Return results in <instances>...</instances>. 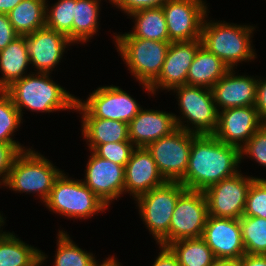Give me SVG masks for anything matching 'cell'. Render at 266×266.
Returning <instances> with one entry per match:
<instances>
[{"label": "cell", "instance_id": "52a82bcc", "mask_svg": "<svg viewBox=\"0 0 266 266\" xmlns=\"http://www.w3.org/2000/svg\"><path fill=\"white\" fill-rule=\"evenodd\" d=\"M63 172L55 180L48 199L47 208L67 218L86 219L103 212L107 205L81 180L65 176Z\"/></svg>", "mask_w": 266, "mask_h": 266}, {"label": "cell", "instance_id": "b9f144b4", "mask_svg": "<svg viewBox=\"0 0 266 266\" xmlns=\"http://www.w3.org/2000/svg\"><path fill=\"white\" fill-rule=\"evenodd\" d=\"M239 266H266V255L244 254L238 260Z\"/></svg>", "mask_w": 266, "mask_h": 266}, {"label": "cell", "instance_id": "277c9868", "mask_svg": "<svg viewBox=\"0 0 266 266\" xmlns=\"http://www.w3.org/2000/svg\"><path fill=\"white\" fill-rule=\"evenodd\" d=\"M62 172L49 159L29 147L16 156L8 178L2 185L20 193L37 192L44 203Z\"/></svg>", "mask_w": 266, "mask_h": 266}, {"label": "cell", "instance_id": "5b68a950", "mask_svg": "<svg viewBox=\"0 0 266 266\" xmlns=\"http://www.w3.org/2000/svg\"><path fill=\"white\" fill-rule=\"evenodd\" d=\"M117 51L128 69L146 91L160 75L170 47L169 41H155L137 37H114Z\"/></svg>", "mask_w": 266, "mask_h": 266}, {"label": "cell", "instance_id": "ac0fdd59", "mask_svg": "<svg viewBox=\"0 0 266 266\" xmlns=\"http://www.w3.org/2000/svg\"><path fill=\"white\" fill-rule=\"evenodd\" d=\"M201 38L188 42H171L158 78L149 86L152 94L159 89L171 90L186 85L188 69L193 62Z\"/></svg>", "mask_w": 266, "mask_h": 266}, {"label": "cell", "instance_id": "ee69618b", "mask_svg": "<svg viewBox=\"0 0 266 266\" xmlns=\"http://www.w3.org/2000/svg\"><path fill=\"white\" fill-rule=\"evenodd\" d=\"M210 266H239L238 260L215 259Z\"/></svg>", "mask_w": 266, "mask_h": 266}, {"label": "cell", "instance_id": "484cf974", "mask_svg": "<svg viewBox=\"0 0 266 266\" xmlns=\"http://www.w3.org/2000/svg\"><path fill=\"white\" fill-rule=\"evenodd\" d=\"M135 19L132 32L115 37H137L155 41H169L168 29L162 7L141 9L131 13Z\"/></svg>", "mask_w": 266, "mask_h": 266}, {"label": "cell", "instance_id": "8992f818", "mask_svg": "<svg viewBox=\"0 0 266 266\" xmlns=\"http://www.w3.org/2000/svg\"><path fill=\"white\" fill-rule=\"evenodd\" d=\"M186 190L180 182H165L136 198L141 219L158 245H169V226L179 196Z\"/></svg>", "mask_w": 266, "mask_h": 266}, {"label": "cell", "instance_id": "7402d4cb", "mask_svg": "<svg viewBox=\"0 0 266 266\" xmlns=\"http://www.w3.org/2000/svg\"><path fill=\"white\" fill-rule=\"evenodd\" d=\"M5 220H0V229ZM0 230V266H40L47 259L41 250L29 246L13 232Z\"/></svg>", "mask_w": 266, "mask_h": 266}, {"label": "cell", "instance_id": "4316f807", "mask_svg": "<svg viewBox=\"0 0 266 266\" xmlns=\"http://www.w3.org/2000/svg\"><path fill=\"white\" fill-rule=\"evenodd\" d=\"M47 0H22L9 13V20L14 30L25 36L46 25Z\"/></svg>", "mask_w": 266, "mask_h": 266}, {"label": "cell", "instance_id": "603a6c76", "mask_svg": "<svg viewBox=\"0 0 266 266\" xmlns=\"http://www.w3.org/2000/svg\"><path fill=\"white\" fill-rule=\"evenodd\" d=\"M229 71V67L202 45L198 48L188 69L186 85L211 89Z\"/></svg>", "mask_w": 266, "mask_h": 266}, {"label": "cell", "instance_id": "8d00e7d4", "mask_svg": "<svg viewBox=\"0 0 266 266\" xmlns=\"http://www.w3.org/2000/svg\"><path fill=\"white\" fill-rule=\"evenodd\" d=\"M26 150L21 144H10L0 142V185L8 178L16 156Z\"/></svg>", "mask_w": 266, "mask_h": 266}, {"label": "cell", "instance_id": "d6986e66", "mask_svg": "<svg viewBox=\"0 0 266 266\" xmlns=\"http://www.w3.org/2000/svg\"><path fill=\"white\" fill-rule=\"evenodd\" d=\"M124 176L125 193H130L133 199L166 182L146 147L134 148L124 167Z\"/></svg>", "mask_w": 266, "mask_h": 266}, {"label": "cell", "instance_id": "f6af8a7d", "mask_svg": "<svg viewBox=\"0 0 266 266\" xmlns=\"http://www.w3.org/2000/svg\"><path fill=\"white\" fill-rule=\"evenodd\" d=\"M95 266H121V265L114 256L113 257L111 256L109 258L107 257L106 260H104L101 265L97 264Z\"/></svg>", "mask_w": 266, "mask_h": 266}, {"label": "cell", "instance_id": "6da1fadb", "mask_svg": "<svg viewBox=\"0 0 266 266\" xmlns=\"http://www.w3.org/2000/svg\"><path fill=\"white\" fill-rule=\"evenodd\" d=\"M240 149L218 140L213 134L192 133L188 167L181 184L189 190L204 191L238 173Z\"/></svg>", "mask_w": 266, "mask_h": 266}, {"label": "cell", "instance_id": "1f68e13d", "mask_svg": "<svg viewBox=\"0 0 266 266\" xmlns=\"http://www.w3.org/2000/svg\"><path fill=\"white\" fill-rule=\"evenodd\" d=\"M46 6V27L64 34L72 42V23L74 16V0H58ZM50 9V10H49Z\"/></svg>", "mask_w": 266, "mask_h": 266}, {"label": "cell", "instance_id": "d4e9b609", "mask_svg": "<svg viewBox=\"0 0 266 266\" xmlns=\"http://www.w3.org/2000/svg\"><path fill=\"white\" fill-rule=\"evenodd\" d=\"M29 64L26 36H19L0 51V70L3 74V77H0V90H5L12 83L23 78Z\"/></svg>", "mask_w": 266, "mask_h": 266}, {"label": "cell", "instance_id": "7c38bea8", "mask_svg": "<svg viewBox=\"0 0 266 266\" xmlns=\"http://www.w3.org/2000/svg\"><path fill=\"white\" fill-rule=\"evenodd\" d=\"M203 0H167L163 9L169 42H188L201 38L208 7Z\"/></svg>", "mask_w": 266, "mask_h": 266}, {"label": "cell", "instance_id": "bcb514c9", "mask_svg": "<svg viewBox=\"0 0 266 266\" xmlns=\"http://www.w3.org/2000/svg\"><path fill=\"white\" fill-rule=\"evenodd\" d=\"M4 218H3V216L0 214V220H3Z\"/></svg>", "mask_w": 266, "mask_h": 266}, {"label": "cell", "instance_id": "8fae6325", "mask_svg": "<svg viewBox=\"0 0 266 266\" xmlns=\"http://www.w3.org/2000/svg\"><path fill=\"white\" fill-rule=\"evenodd\" d=\"M240 172L203 191L208 215L229 219H240L243 216L247 193L256 177H246Z\"/></svg>", "mask_w": 266, "mask_h": 266}, {"label": "cell", "instance_id": "ba28073f", "mask_svg": "<svg viewBox=\"0 0 266 266\" xmlns=\"http://www.w3.org/2000/svg\"><path fill=\"white\" fill-rule=\"evenodd\" d=\"M178 96L181 116L192 128L176 117L177 127L195 134H213L218 124V110L213 100L212 90L200 86L181 85L171 89ZM187 125V126H186ZM194 125V126H193Z\"/></svg>", "mask_w": 266, "mask_h": 266}, {"label": "cell", "instance_id": "f35d334b", "mask_svg": "<svg viewBox=\"0 0 266 266\" xmlns=\"http://www.w3.org/2000/svg\"><path fill=\"white\" fill-rule=\"evenodd\" d=\"M20 35L14 30L8 14L0 13V51Z\"/></svg>", "mask_w": 266, "mask_h": 266}, {"label": "cell", "instance_id": "ab89813d", "mask_svg": "<svg viewBox=\"0 0 266 266\" xmlns=\"http://www.w3.org/2000/svg\"><path fill=\"white\" fill-rule=\"evenodd\" d=\"M255 108L257 109L260 119L266 123V80L257 79V91Z\"/></svg>", "mask_w": 266, "mask_h": 266}, {"label": "cell", "instance_id": "3957f363", "mask_svg": "<svg viewBox=\"0 0 266 266\" xmlns=\"http://www.w3.org/2000/svg\"><path fill=\"white\" fill-rule=\"evenodd\" d=\"M253 26L221 22H207L204 18L201 30V43L209 52L219 57L229 69L246 60L256 58L252 46Z\"/></svg>", "mask_w": 266, "mask_h": 266}, {"label": "cell", "instance_id": "74e56055", "mask_svg": "<svg viewBox=\"0 0 266 266\" xmlns=\"http://www.w3.org/2000/svg\"><path fill=\"white\" fill-rule=\"evenodd\" d=\"M167 0H112L111 3L130 15L131 13L148 8L161 7Z\"/></svg>", "mask_w": 266, "mask_h": 266}, {"label": "cell", "instance_id": "5bb4252c", "mask_svg": "<svg viewBox=\"0 0 266 266\" xmlns=\"http://www.w3.org/2000/svg\"><path fill=\"white\" fill-rule=\"evenodd\" d=\"M202 238L216 259L239 260L246 254L240 219L208 215Z\"/></svg>", "mask_w": 266, "mask_h": 266}, {"label": "cell", "instance_id": "d590c367", "mask_svg": "<svg viewBox=\"0 0 266 266\" xmlns=\"http://www.w3.org/2000/svg\"><path fill=\"white\" fill-rule=\"evenodd\" d=\"M241 159L252 157L261 166L266 167V123H264L247 143L240 149Z\"/></svg>", "mask_w": 266, "mask_h": 266}, {"label": "cell", "instance_id": "f1b7e54d", "mask_svg": "<svg viewBox=\"0 0 266 266\" xmlns=\"http://www.w3.org/2000/svg\"><path fill=\"white\" fill-rule=\"evenodd\" d=\"M180 266H210L216 259L202 237L174 241L168 245Z\"/></svg>", "mask_w": 266, "mask_h": 266}, {"label": "cell", "instance_id": "9a60e30c", "mask_svg": "<svg viewBox=\"0 0 266 266\" xmlns=\"http://www.w3.org/2000/svg\"><path fill=\"white\" fill-rule=\"evenodd\" d=\"M263 124L254 105L223 109L218 111L213 135L221 142L241 149Z\"/></svg>", "mask_w": 266, "mask_h": 266}, {"label": "cell", "instance_id": "83f0119b", "mask_svg": "<svg viewBox=\"0 0 266 266\" xmlns=\"http://www.w3.org/2000/svg\"><path fill=\"white\" fill-rule=\"evenodd\" d=\"M101 0H74L72 43L87 42L98 32Z\"/></svg>", "mask_w": 266, "mask_h": 266}, {"label": "cell", "instance_id": "4dcf8cb0", "mask_svg": "<svg viewBox=\"0 0 266 266\" xmlns=\"http://www.w3.org/2000/svg\"><path fill=\"white\" fill-rule=\"evenodd\" d=\"M240 225L246 254L266 255V219L242 216Z\"/></svg>", "mask_w": 266, "mask_h": 266}, {"label": "cell", "instance_id": "4fadbf2b", "mask_svg": "<svg viewBox=\"0 0 266 266\" xmlns=\"http://www.w3.org/2000/svg\"><path fill=\"white\" fill-rule=\"evenodd\" d=\"M208 217L203 191L186 189L178 198L169 226V244L187 238L202 237Z\"/></svg>", "mask_w": 266, "mask_h": 266}, {"label": "cell", "instance_id": "cb8c5ba5", "mask_svg": "<svg viewBox=\"0 0 266 266\" xmlns=\"http://www.w3.org/2000/svg\"><path fill=\"white\" fill-rule=\"evenodd\" d=\"M82 134L90 151L99 145L129 140L128 124L103 118H82Z\"/></svg>", "mask_w": 266, "mask_h": 266}, {"label": "cell", "instance_id": "30bf717a", "mask_svg": "<svg viewBox=\"0 0 266 266\" xmlns=\"http://www.w3.org/2000/svg\"><path fill=\"white\" fill-rule=\"evenodd\" d=\"M191 145L192 132L177 128L169 135L149 143L146 148L165 181L180 182L188 167Z\"/></svg>", "mask_w": 266, "mask_h": 266}, {"label": "cell", "instance_id": "9c48e42d", "mask_svg": "<svg viewBox=\"0 0 266 266\" xmlns=\"http://www.w3.org/2000/svg\"><path fill=\"white\" fill-rule=\"evenodd\" d=\"M141 106L119 86L97 88L86 101L77 98L76 111L81 118H103L129 123L141 110Z\"/></svg>", "mask_w": 266, "mask_h": 266}, {"label": "cell", "instance_id": "d6a6232c", "mask_svg": "<svg viewBox=\"0 0 266 266\" xmlns=\"http://www.w3.org/2000/svg\"><path fill=\"white\" fill-rule=\"evenodd\" d=\"M22 116L19 110L12 102L11 97L4 91L0 90V142L10 144H20L13 140L15 130L18 129L22 122Z\"/></svg>", "mask_w": 266, "mask_h": 266}, {"label": "cell", "instance_id": "e0dca14e", "mask_svg": "<svg viewBox=\"0 0 266 266\" xmlns=\"http://www.w3.org/2000/svg\"><path fill=\"white\" fill-rule=\"evenodd\" d=\"M25 36L30 64L39 73L50 74L62 59L65 48L72 43L64 34L46 26Z\"/></svg>", "mask_w": 266, "mask_h": 266}, {"label": "cell", "instance_id": "e575fe53", "mask_svg": "<svg viewBox=\"0 0 266 266\" xmlns=\"http://www.w3.org/2000/svg\"><path fill=\"white\" fill-rule=\"evenodd\" d=\"M134 148L131 141H121L101 144L93 152L100 158L125 167Z\"/></svg>", "mask_w": 266, "mask_h": 266}, {"label": "cell", "instance_id": "836d02e7", "mask_svg": "<svg viewBox=\"0 0 266 266\" xmlns=\"http://www.w3.org/2000/svg\"><path fill=\"white\" fill-rule=\"evenodd\" d=\"M243 216L266 219V179L256 178L250 185Z\"/></svg>", "mask_w": 266, "mask_h": 266}, {"label": "cell", "instance_id": "7bdbcfd3", "mask_svg": "<svg viewBox=\"0 0 266 266\" xmlns=\"http://www.w3.org/2000/svg\"><path fill=\"white\" fill-rule=\"evenodd\" d=\"M22 0H0V13L8 14Z\"/></svg>", "mask_w": 266, "mask_h": 266}, {"label": "cell", "instance_id": "f546056e", "mask_svg": "<svg viewBox=\"0 0 266 266\" xmlns=\"http://www.w3.org/2000/svg\"><path fill=\"white\" fill-rule=\"evenodd\" d=\"M53 263L54 266H95L98 264L91 252L79 248L63 230L58 233L57 250Z\"/></svg>", "mask_w": 266, "mask_h": 266}, {"label": "cell", "instance_id": "ffe728a7", "mask_svg": "<svg viewBox=\"0 0 266 266\" xmlns=\"http://www.w3.org/2000/svg\"><path fill=\"white\" fill-rule=\"evenodd\" d=\"M233 69L220 78L211 88L218 111L223 109L255 105L257 79L236 75Z\"/></svg>", "mask_w": 266, "mask_h": 266}, {"label": "cell", "instance_id": "7a4b0ae2", "mask_svg": "<svg viewBox=\"0 0 266 266\" xmlns=\"http://www.w3.org/2000/svg\"><path fill=\"white\" fill-rule=\"evenodd\" d=\"M36 74L25 75L4 90L11 97L21 116L23 107L29 111L43 113L75 110L77 97L51 80L49 73Z\"/></svg>", "mask_w": 266, "mask_h": 266}, {"label": "cell", "instance_id": "60d3db41", "mask_svg": "<svg viewBox=\"0 0 266 266\" xmlns=\"http://www.w3.org/2000/svg\"><path fill=\"white\" fill-rule=\"evenodd\" d=\"M159 246L161 248L159 255L152 266H180L176 255L168 246Z\"/></svg>", "mask_w": 266, "mask_h": 266}, {"label": "cell", "instance_id": "44dd1931", "mask_svg": "<svg viewBox=\"0 0 266 266\" xmlns=\"http://www.w3.org/2000/svg\"><path fill=\"white\" fill-rule=\"evenodd\" d=\"M176 117L173 113L142 108L128 123L129 140L135 147H146L175 131L178 128Z\"/></svg>", "mask_w": 266, "mask_h": 266}, {"label": "cell", "instance_id": "2e32d148", "mask_svg": "<svg viewBox=\"0 0 266 266\" xmlns=\"http://www.w3.org/2000/svg\"><path fill=\"white\" fill-rule=\"evenodd\" d=\"M90 153L82 182L109 207L111 201L125 194L124 166Z\"/></svg>", "mask_w": 266, "mask_h": 266}]
</instances>
